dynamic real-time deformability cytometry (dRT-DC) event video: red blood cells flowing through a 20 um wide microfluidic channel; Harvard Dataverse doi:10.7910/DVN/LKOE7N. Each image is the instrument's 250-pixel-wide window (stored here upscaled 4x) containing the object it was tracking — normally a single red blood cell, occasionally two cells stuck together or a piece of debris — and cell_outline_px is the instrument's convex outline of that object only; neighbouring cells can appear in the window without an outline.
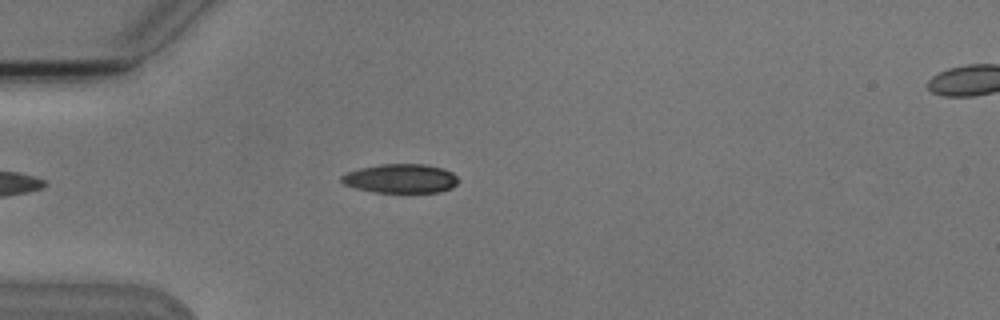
{"species": "Egyptian fruit bat (a non-hibernating species)", "species_latin": "Rousettus aegyptiacus", "temperature_condition": "cold", "stored_images_in_passage": 3, "camera_frame_rate_fps": 3000, "um_per_image_px": 0.085, "animal": {"sex": "male"}, "frame": {"image": 1, "passage_image": 2, "time_ms": 1.0, "image_size_px": [1000, 320], "cell_outline_px": [[460, 180], [452, 188], [440, 192], [372, 192], [356, 188], [344, 184], [340, 180], [340, 176], [348, 172], [360, 168], [380, 164], [424, 164], [444, 168], [452, 172]], "centroid_in_image_um": [34.07, 15.17], "position_along_channel_um": 50.9, "area_um2": 19.88}}